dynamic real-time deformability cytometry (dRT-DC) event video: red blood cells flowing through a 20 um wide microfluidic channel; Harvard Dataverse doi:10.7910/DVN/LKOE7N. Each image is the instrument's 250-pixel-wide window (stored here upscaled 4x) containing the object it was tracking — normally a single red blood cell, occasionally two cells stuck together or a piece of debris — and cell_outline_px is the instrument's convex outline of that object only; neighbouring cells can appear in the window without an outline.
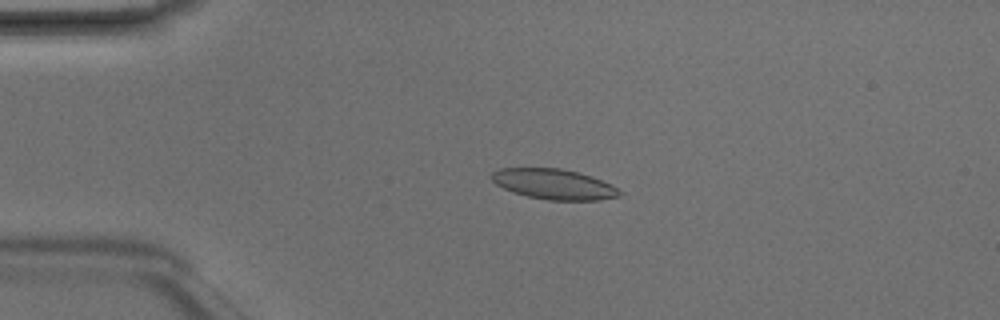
{"species": "Egyptian fruit bat (a non-hibernating species)", "species_latin": "Rousettus aegyptiacus", "temperature_condition": "room temperature", "stored_images_in_passage": 4, "camera_frame_rate_fps": 3000, "um_per_image_px": 0.085, "animal": {"sex": "male"}, "frame": {"image": 1, "passage_image": 3, "time_ms": 0.667, "image_size_px": [1000, 320], "cell_outline_px": [[624, 192], [620, 196], [600, 200], [548, 200], [528, 196], [512, 192], [496, 184], [488, 176], [492, 172], [500, 168], [560, 168], [592, 176], [612, 184]], "centroid_in_image_um": [47.1, 15.65], "position_along_channel_um": 37.9, "area_um2": 22.77}}